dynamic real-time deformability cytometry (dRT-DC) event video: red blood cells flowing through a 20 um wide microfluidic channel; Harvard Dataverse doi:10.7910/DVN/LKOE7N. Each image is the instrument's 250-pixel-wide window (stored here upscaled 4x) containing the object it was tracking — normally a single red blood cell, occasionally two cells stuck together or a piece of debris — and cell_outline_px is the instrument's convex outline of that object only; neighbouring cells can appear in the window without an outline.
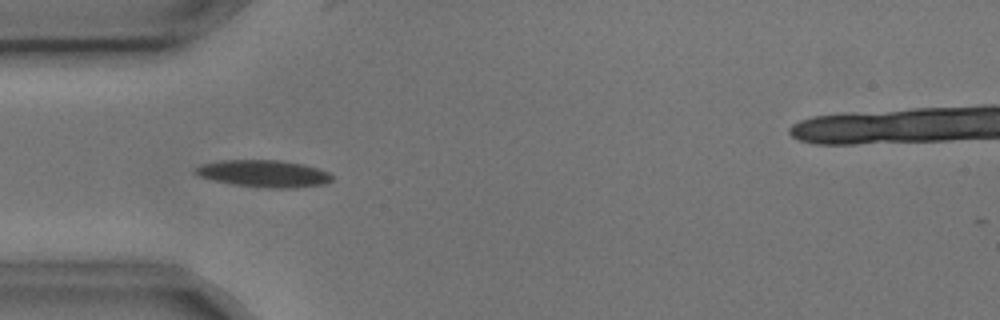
{"species": "common noctule bat (a hibernating species)", "species_latin": "Nyctalus noctula", "temperature_condition": "cold", "stored_images_in_passage": 9, "camera_frame_rate_fps": 3000, "um_per_image_px": 0.085, "animal": {"sex": "male", "body_mass_g": 17.9, "forearm_length_mm": 54.2}, "frame": {"image": 1, "passage_image": 4, "time_ms": 1.0, "image_size_px": [1000, 320], "cell_outline_px": [[332, 180], [324, 184], [296, 188], [264, 188], [236, 184], [196, 176], [192, 172], [200, 164], [220, 160], [280, 160], [304, 164], [328, 172], [332, 176]], "centroid_in_image_um": [22.4, 14.75], "position_along_channel_um": 62.6, "area_um2": 21.56}}
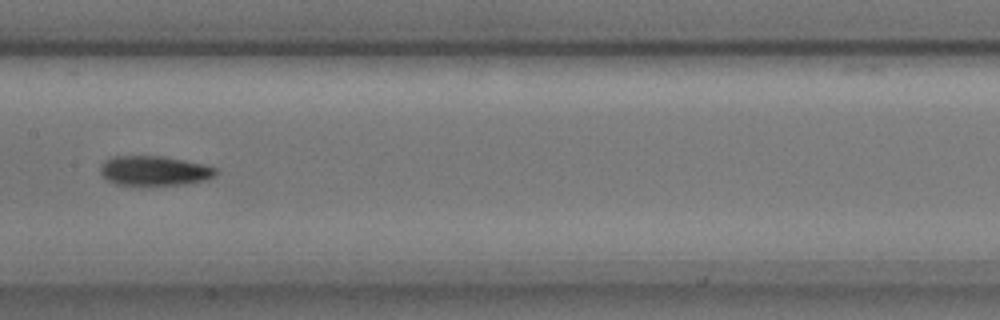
{"frame": {"image": 2, "passage_image": 7, "time_ms": 2.0, "image_size_px": [1000, 320], "cell_outline_px": [[216, 172], [208, 180], [184, 184], [116, 184], [108, 180], [100, 172], [100, 168], [104, 160], [112, 156], [164, 156], [204, 164], [216, 168]], "centroid_in_image_um": [13.11, 14.49], "position_along_channel_um": 194.3, "area_um2": 19.71}}
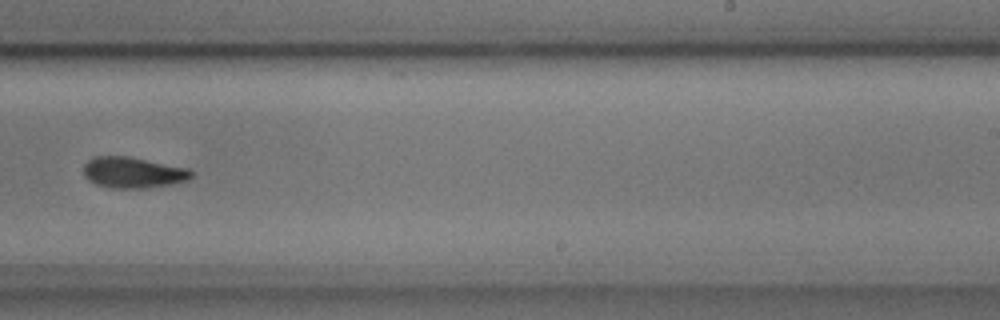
{"frame": {"image": 3, "passage_image": 9, "time_ms": 2.667, "image_size_px": [1000, 320], "cell_outline_px": [[192, 176], [188, 180], [168, 184], [144, 188], [108, 188], [96, 184], [88, 180], [84, 176], [84, 164], [92, 156], [128, 156], [188, 168], [192, 172]], "centroid_in_image_um": [11.26, 14.66], "position_along_channel_um": 277.7, "area_um2": 19.42}}